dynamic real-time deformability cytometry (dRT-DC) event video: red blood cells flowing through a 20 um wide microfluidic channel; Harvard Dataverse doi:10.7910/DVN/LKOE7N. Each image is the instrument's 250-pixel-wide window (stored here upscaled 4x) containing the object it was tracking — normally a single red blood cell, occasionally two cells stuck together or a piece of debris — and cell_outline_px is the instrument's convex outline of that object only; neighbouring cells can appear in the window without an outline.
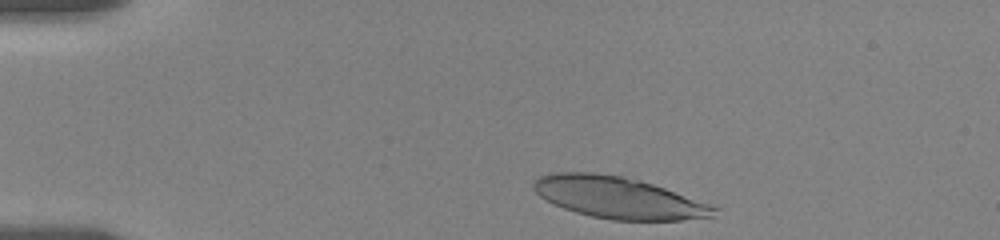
{"species": "human", "species_latin": "Homo sapiens", "temperature_condition": "room temperature", "stored_images_in_passage": 40, "camera_frame_rate_fps": 3000, "um_per_image_px": 0.085, "donor": {"sex": "female"}, "frame": {"image": 1, "passage_image": 2, "time_ms": 0.333, "image_size_px": [1000, 240], "cell_outline_px": [[720, 208], [712, 216], [680, 220], [612, 220], [592, 216], [576, 212], [552, 204], [540, 196], [532, 188], [532, 184], [536, 176], [552, 172], [596, 172], [620, 176], [640, 180], [664, 188]], "centroid_in_image_um": [52.49, 16.78], "position_along_channel_um": 32.5, "area_um2": 43.58}}
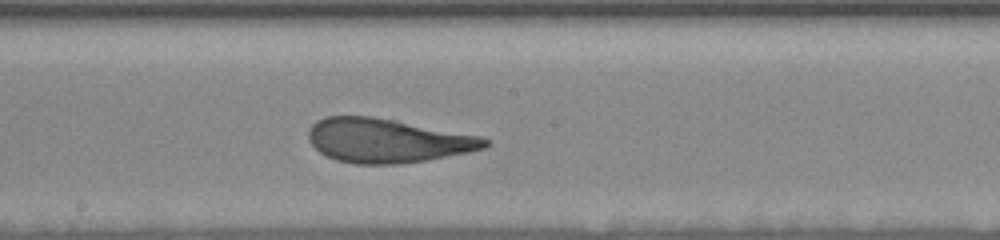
{"frame": {"image": 2, "passage_image": 23, "time_ms": 7.333, "image_size_px": [1000, 240], "cell_outline_px": [[492, 144], [484, 148], [468, 152], [424, 160], [400, 164], [352, 164], [336, 160], [320, 152], [308, 140], [308, 132], [312, 124], [316, 120], [328, 116], [368, 116], [396, 120], [480, 136], [488, 140]], "centroid_in_image_um": [32.9, 11.95], "position_along_channel_um": 215.3, "area_um2": 45.14}}
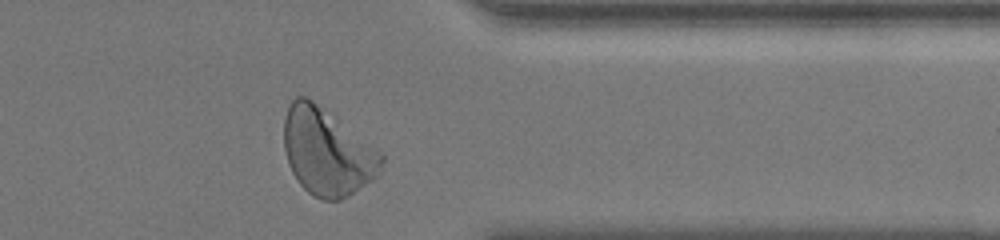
{"frame": {"image": 3, "passage_image": 38, "time_ms": 12.333, "image_size_px": [1000, 240], "cell_outline_px": [[384, 160], [380, 176], [348, 196], [340, 200], [320, 200], [308, 192], [300, 184], [292, 172], [288, 164], [284, 148], [284, 116], [292, 100], [296, 96], [304, 96], [312, 100], [380, 152], [384, 156]], "centroid_in_image_um": [27.8, 12.95], "position_along_channel_um": 383.6, "area_um2": 49.07}, "authors_computed_cell_mechanics": {"area_um2": 45.5175, "velocity_mm_per_s": 3.4853, "shape_relaxation_time_tau1_ms": 5.162, "shape_relaxation_time_tau2_ms": 1.2566, "deformation_change_tau1": 0.1845, "deformation_change_tau2": 0.088}}